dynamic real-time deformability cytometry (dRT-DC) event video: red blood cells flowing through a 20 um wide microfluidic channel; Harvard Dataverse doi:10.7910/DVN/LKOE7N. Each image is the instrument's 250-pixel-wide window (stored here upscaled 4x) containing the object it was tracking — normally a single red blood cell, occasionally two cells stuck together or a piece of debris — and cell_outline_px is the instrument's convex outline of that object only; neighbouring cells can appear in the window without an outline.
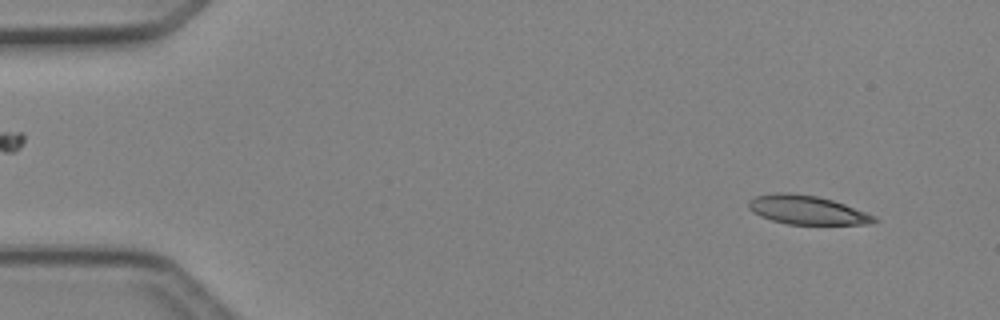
{"species": "Egyptian fruit bat (a non-hibernating species)", "species_latin": "Rousettus aegyptiacus", "temperature_condition": "cold", "stored_images_in_passage": 46, "camera_frame_rate_fps": 3000, "um_per_image_px": 0.085, "animal": {"sex": "female"}, "frame": {"image": 1, "passage_image": 3, "time_ms": 0.667, "image_size_px": [1000, 320], "cell_outline_px": [[880, 220], [868, 224], [788, 224], [772, 220], [760, 216], [752, 212], [748, 208], [748, 200], [756, 196], [776, 192], [788, 192], [816, 196], [832, 200], [844, 204], [876, 216]], "centroid_in_image_um": [68.57, 17.84], "position_along_channel_um": 16.4, "area_um2": 21.1}}
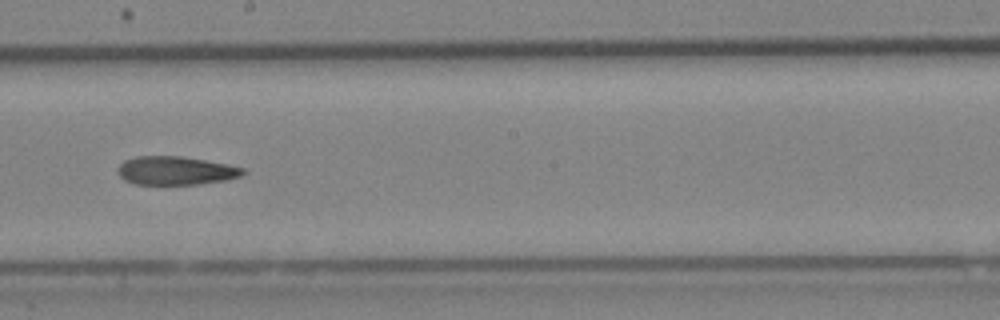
{"frame": {"image": 2, "passage_image": 26, "time_ms": 8.333, "image_size_px": [1000, 320], "cell_outline_px": [[244, 172], [240, 176], [224, 180], [196, 184], [136, 184], [124, 180], [120, 176], [120, 164], [124, 160], [136, 156], [180, 156], [228, 164], [244, 168]], "centroid_in_image_um": [14.93, 14.49], "position_along_channel_um": 233.3, "area_um2": 20.46}}
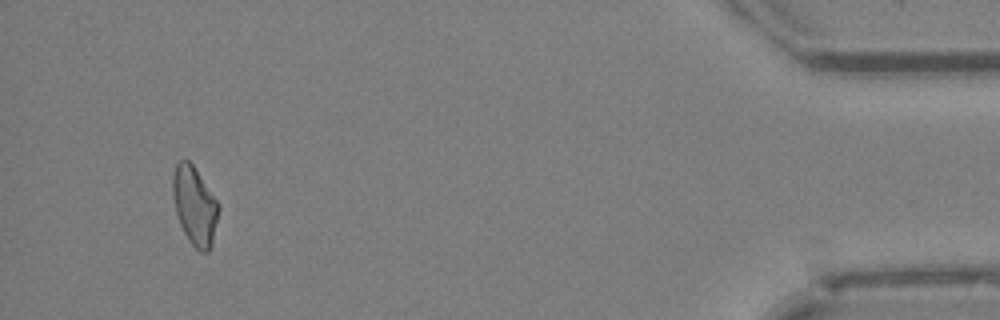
{"frame": {"image": 3, "passage_image": 44, "time_ms": 14.333, "image_size_px": [1000, 320], "cell_outline_px": [[220, 208], [212, 248], [208, 252], [200, 252], [188, 240], [180, 224], [176, 212], [172, 196], [172, 176], [176, 164], [180, 160], [188, 160], [192, 164], [220, 204]], "centroid_in_image_um": [16.56, 17.51], "position_along_channel_um": 418.6, "area_um2": 21.15}, "authors_computed_cell_mechanics": {"area_um2": 21.5883, "velocity_mm_per_s": 4.2702, "shape_relaxation_time_tau1_ms": null, "shape_relaxation_time_tau2_ms": 5.4346, "deformation_change_tau1": null, "deformation_change_tau2": 0.1517}}